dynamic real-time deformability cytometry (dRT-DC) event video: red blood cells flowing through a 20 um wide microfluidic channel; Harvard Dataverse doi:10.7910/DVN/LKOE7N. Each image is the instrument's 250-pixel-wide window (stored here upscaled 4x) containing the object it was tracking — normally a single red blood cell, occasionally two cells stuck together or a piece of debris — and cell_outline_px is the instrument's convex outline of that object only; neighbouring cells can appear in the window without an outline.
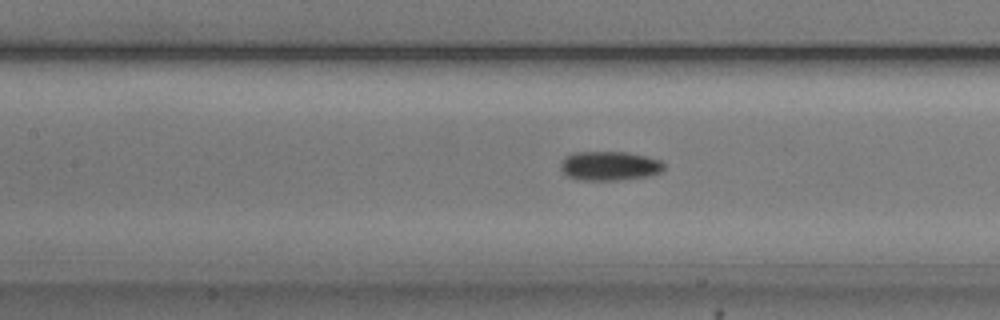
{"species": "common noctule bat (a hibernating species)", "species_latin": "Nyctalus noctula", "temperature_condition": "cold", "stored_images_in_passage": 40, "camera_frame_rate_fps": 3000, "um_per_image_px": 0.085, "animal": {"sex": "male", "body_mass_g": 20.5, "forearm_length_mm": 52.5}, "frame": {"image": 1, "passage_image": 14, "time_ms": 4.333, "image_size_px": [1000, 320], "cell_outline_px": [[664, 168], [660, 172], [648, 176], [616, 180], [580, 180], [568, 176], [560, 168], [560, 160], [564, 156], [572, 152], [628, 152], [660, 160], [664, 164]], "centroid_in_image_um": [51.76, 14.09], "position_along_channel_um": 155.6, "area_um2": 17.63}}
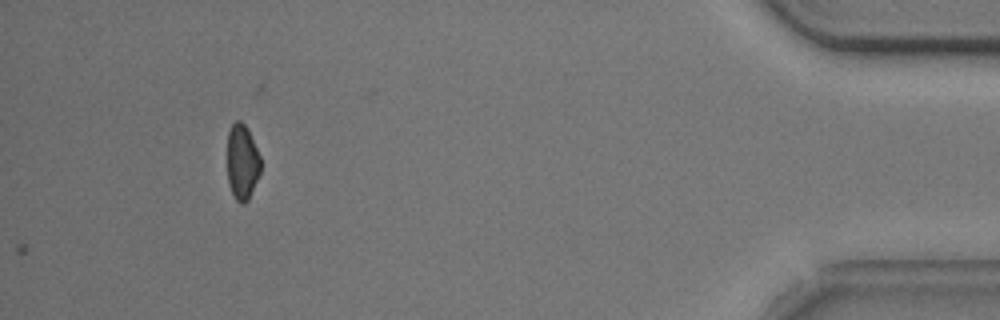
{"frame": {"image": 2, "passage_image": 40, "time_ms": 13.0, "image_size_px": [1000, 320], "cell_outline_px": [[260, 172], [248, 200], [244, 204], [240, 204], [236, 200], [228, 184], [228, 132], [232, 124], [236, 120], [240, 120], [248, 128], [260, 156]], "centroid_in_image_um": [20.58, 13.76], "position_along_channel_um": 414.6, "area_um2": 14.62}, "authors_computed_cell_mechanics": {"area_um2": 16.8776, "velocity_mm_per_s": 3.7445, "shape_relaxation_time_tau1_ms": 1.9089, "shape_relaxation_time_tau2_ms": 4.3216, "deformation_change_tau1": 0.0844, "deformation_change_tau2": 0.0844}}